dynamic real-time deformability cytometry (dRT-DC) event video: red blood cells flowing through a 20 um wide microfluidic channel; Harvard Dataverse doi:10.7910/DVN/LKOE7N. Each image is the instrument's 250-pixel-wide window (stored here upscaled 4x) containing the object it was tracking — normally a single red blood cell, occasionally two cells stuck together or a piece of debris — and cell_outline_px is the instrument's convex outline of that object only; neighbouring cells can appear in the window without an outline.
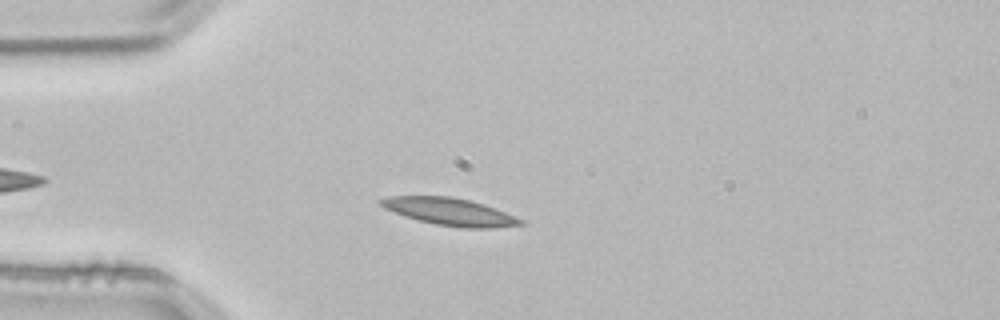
{"species": "common noctule bat (a hibernating species)", "species_latin": "Nyctalus noctula", "temperature_condition": "room temperature", "stored_images_in_passage": 3, "camera_frame_rate_fps": 3000, "um_per_image_px": 0.085, "animal": {"sex": "male", "body_mass_g": 21.5, "forearm_length_mm": 52.0}, "frame": {"image": 1, "passage_image": 3, "time_ms": 0.667, "image_size_px": [1000, 320], "cell_outline_px": [[524, 224], [496, 228], [464, 228], [436, 224], [404, 216], [384, 208], [376, 200], [388, 196], [452, 196], [484, 204], [524, 220]], "centroid_in_image_um": [38.21, 17.99], "position_along_channel_um": 46.8, "area_um2": 22.14}}